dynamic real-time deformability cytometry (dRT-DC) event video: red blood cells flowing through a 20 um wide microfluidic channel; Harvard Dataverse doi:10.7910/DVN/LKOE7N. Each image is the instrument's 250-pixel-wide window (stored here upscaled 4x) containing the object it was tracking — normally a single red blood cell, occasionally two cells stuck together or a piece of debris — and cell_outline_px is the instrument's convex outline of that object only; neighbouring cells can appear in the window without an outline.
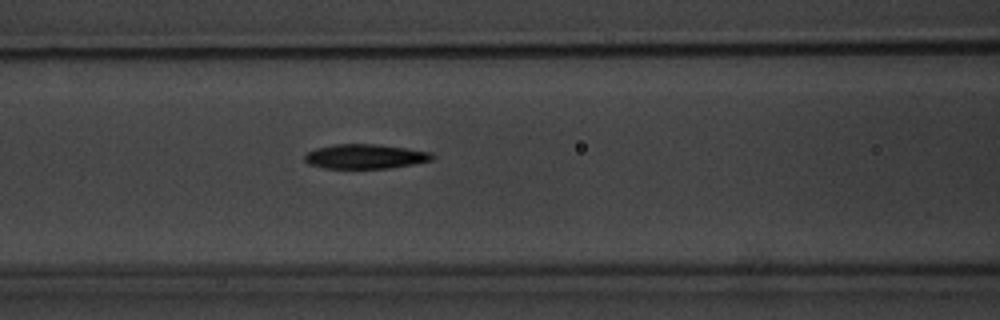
{"species": "common noctule bat (a hibernating species)", "species_latin": "Nyctalus noctula", "temperature_condition": "warm", "stored_images_in_passage": 4, "camera_frame_rate_fps": 3000, "um_per_image_px": 0.085, "animal": {"sex": "male", "body_mass_g": 20.1, "forearm_length_mm": 53.5}, "frame": {"image": 1, "passage_image": 4, "time_ms": 3.333, "image_size_px": [1000, 320], "cell_outline_px": [[436, 156], [432, 160], [412, 164], [388, 168], [324, 168], [308, 164], [304, 160], [304, 156], [308, 152], [316, 148], [336, 144], [372, 144], [404, 148], [432, 152]], "centroid_in_image_um": [31.03, 13.3], "position_along_channel_um": 135.6, "area_um2": 18.09}}